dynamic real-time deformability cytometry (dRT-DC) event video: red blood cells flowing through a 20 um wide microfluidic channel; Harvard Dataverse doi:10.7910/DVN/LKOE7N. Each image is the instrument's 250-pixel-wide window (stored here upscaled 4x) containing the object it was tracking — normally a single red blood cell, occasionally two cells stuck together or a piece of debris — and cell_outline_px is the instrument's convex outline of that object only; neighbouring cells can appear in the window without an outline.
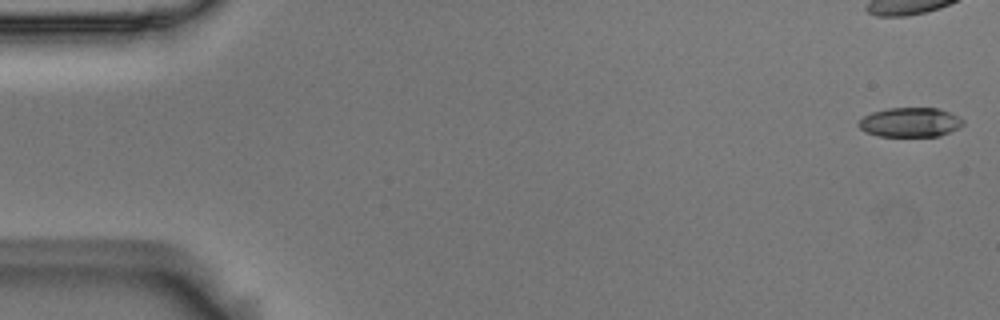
{"species": "Egyptian fruit bat (a non-hibernating species)", "species_latin": "Rousettus aegyptiacus", "temperature_condition": "room temperature", "stored_images_in_passage": 10, "camera_frame_rate_fps": 3000, "um_per_image_px": 0.085, "animal": {"sex": "male"}, "frame": {"image": 1, "passage_image": 1, "time_ms": 0.0, "image_size_px": [1000, 320], "cell_outline_px": [[964, 124], [940, 136], [880, 136], [868, 132], [860, 128], [856, 124], [864, 116], [872, 112], [888, 108], [936, 108], [960, 116], [964, 120]], "centroid_in_image_um": [77.36, 10.39], "position_along_channel_um": 7.6, "area_um2": 17.74}}
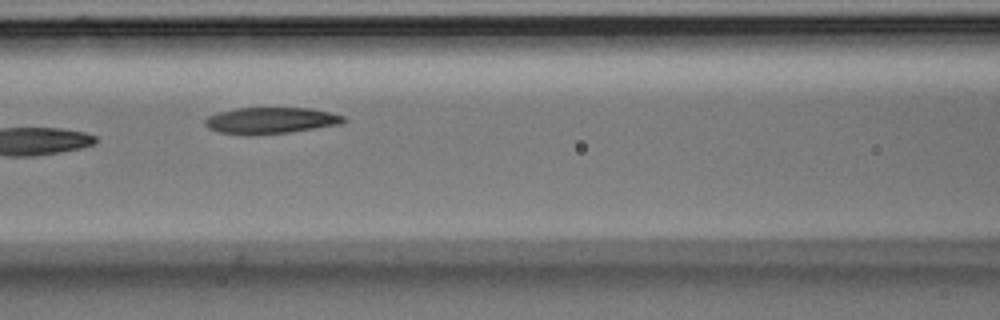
{"frame": {"image": 2, "passage_image": 7, "time_ms": 2.0, "image_size_px": [1000, 320], "cell_outline_px": [[348, 120], [340, 124], [288, 132], [248, 136], [220, 132], [208, 128], [204, 124], [204, 120], [208, 116], [216, 112], [236, 108], [308, 108], [328, 112], [344, 116]], "centroid_in_image_um": [22.95, 10.24], "position_along_channel_um": 143.6, "area_um2": 21.33}}
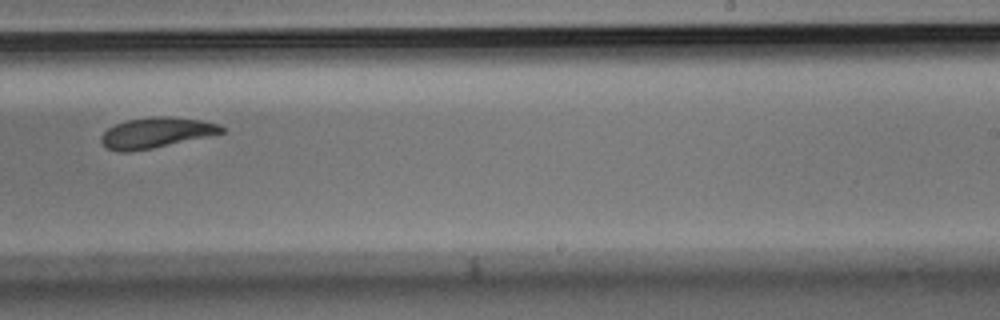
{"frame": {"image": 3, "passage_image": 10, "time_ms": 3.0, "image_size_px": [1000, 320], "cell_outline_px": [[224, 132], [208, 136], [152, 148], [128, 152], [116, 152], [104, 148], [100, 140], [100, 136], [108, 128], [116, 124], [128, 120], [152, 116], [172, 116], [200, 120], [220, 124], [224, 128]], "centroid_in_image_um": [13.23, 11.28], "position_along_channel_um": 275.8, "area_um2": 21.44}}